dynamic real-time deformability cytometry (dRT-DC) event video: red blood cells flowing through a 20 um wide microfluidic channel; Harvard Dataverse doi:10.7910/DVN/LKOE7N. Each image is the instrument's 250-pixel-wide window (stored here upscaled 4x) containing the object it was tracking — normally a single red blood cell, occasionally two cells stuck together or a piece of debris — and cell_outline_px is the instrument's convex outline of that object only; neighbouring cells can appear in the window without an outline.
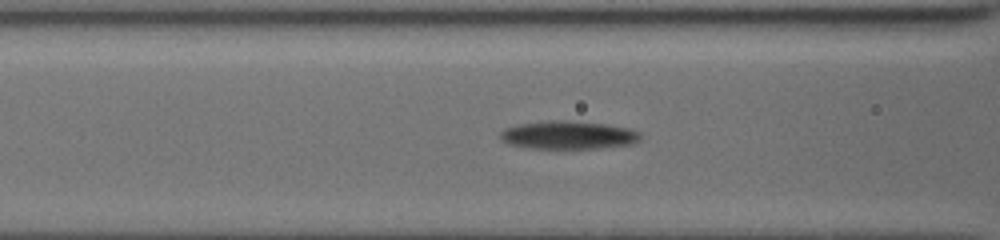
{"species": "common noctule bat (a hibernating species)", "species_latin": "Nyctalus noctula", "temperature_condition": "cold", "stored_images_in_passage": 28, "camera_frame_rate_fps": 3000, "um_per_image_px": 0.085, "animal": {"sex": "female", "body_mass_g": 19.5, "forearm_length_mm": 54.1}, "frame": {"image": 1, "passage_image": 5, "time_ms": 1.667, "image_size_px": [1000, 240], "cell_outline_px": [[640, 140], [632, 144], [596, 148], [528, 148], [512, 144], [504, 140], [500, 136], [500, 132], [504, 128], [520, 124], [556, 120], [604, 124], [628, 128], [640, 132]], "centroid_in_image_um": [48.33, 11.48], "position_along_channel_um": 118.3, "area_um2": 22.48}}
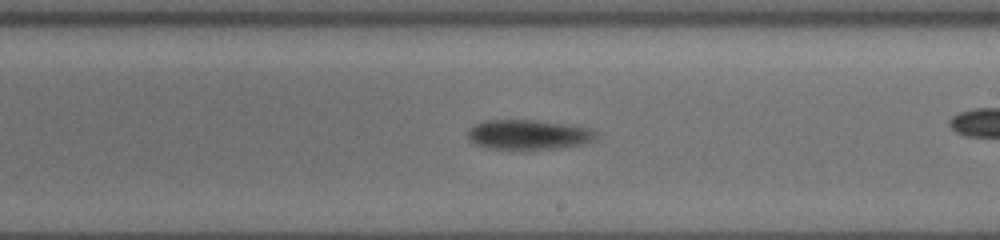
{"frame": {"image": 2, "passage_image": 13, "time_ms": 5.0, "image_size_px": [1000, 240], "cell_outline_px": [[596, 136], [580, 144], [556, 148], [488, 148], [476, 144], [468, 136], [468, 132], [476, 124], [488, 120], [532, 120], [588, 128], [596, 132]], "centroid_in_image_um": [44.87, 11.43], "position_along_channel_um": 244.1, "area_um2": 21.15}, "authors_computed_cell_mechanics": {"area_um2": 22.4842, "velocity_mm_per_s": 3.7794, "shape_relaxation_time_tau1_ms": 3.594, "shape_relaxation_time_tau2_ms": 1.1201, "deformation_change_tau1": 0.1111, "deformation_change_tau2": 0.0403}}